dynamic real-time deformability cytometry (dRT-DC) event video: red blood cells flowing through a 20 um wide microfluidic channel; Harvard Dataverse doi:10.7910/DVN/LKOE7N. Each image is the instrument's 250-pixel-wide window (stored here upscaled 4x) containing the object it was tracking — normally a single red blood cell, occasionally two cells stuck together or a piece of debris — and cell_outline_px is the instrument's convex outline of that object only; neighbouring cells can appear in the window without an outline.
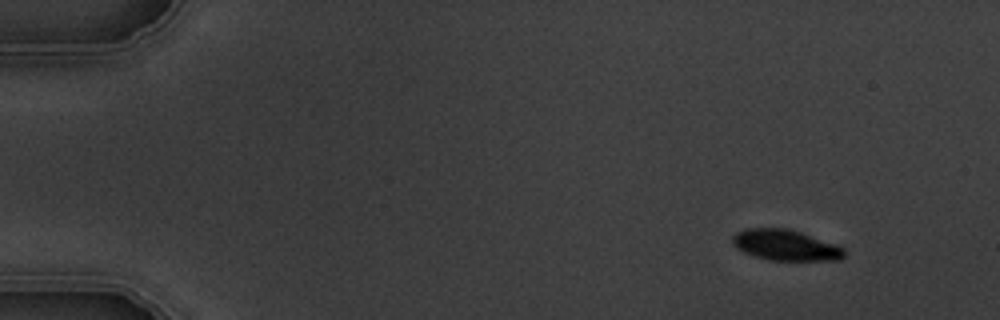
{"species": "common noctule bat (a hibernating species)", "species_latin": "Nyctalus noctula", "temperature_condition": "warm", "stored_images_in_passage": 7, "camera_frame_rate_fps": 3000, "um_per_image_px": 0.085, "animal": {"sex": "male", "body_mass_g": 19.5, "forearm_length_mm": 54.6}, "frame": {"image": 1, "passage_image": 1, "time_ms": 0.0, "image_size_px": [1000, 320], "cell_outline_px": [[844, 256], [840, 260], [772, 260], [756, 256], [744, 252], [736, 248], [732, 244], [732, 236], [736, 232], [748, 228], [788, 228], [800, 232], [844, 248]], "centroid_in_image_um": [66.73, 20.83], "position_along_channel_um": 18.3, "area_um2": 19.77}}
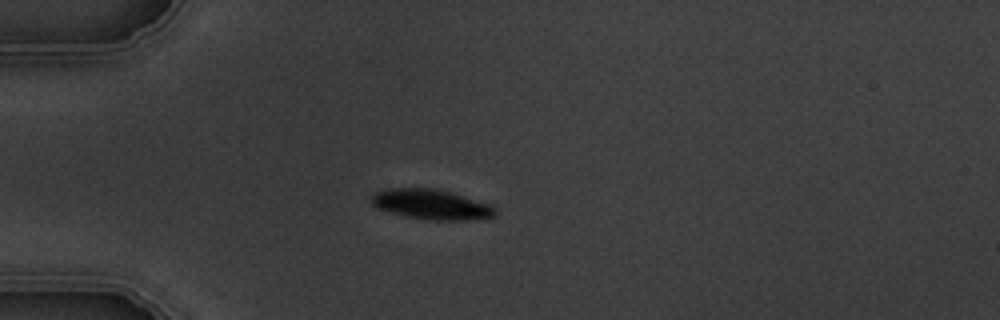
{"frame": {"image": 2, "passage_image": 4, "time_ms": 3.333, "image_size_px": [1000, 320], "cell_outline_px": [[496, 216], [464, 220], [432, 220], [404, 216], [380, 208], [372, 204], [372, 192], [384, 188], [436, 188], [488, 204], [496, 208]], "centroid_in_image_um": [36.62, 17.36], "position_along_channel_um": 48.4, "area_um2": 21.39}}